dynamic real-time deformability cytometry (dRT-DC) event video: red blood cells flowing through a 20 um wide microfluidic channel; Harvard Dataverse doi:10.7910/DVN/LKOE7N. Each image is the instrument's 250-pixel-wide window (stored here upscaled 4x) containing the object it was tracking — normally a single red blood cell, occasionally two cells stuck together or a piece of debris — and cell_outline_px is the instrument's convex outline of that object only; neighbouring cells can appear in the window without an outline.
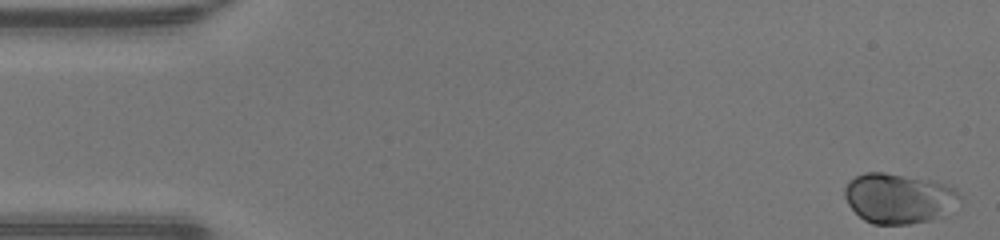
{"species": "human", "species_latin": "Homo sapiens", "temperature_condition": "warm", "stored_images_in_passage": 47, "camera_frame_rate_fps": 3000, "um_per_image_px": 0.085, "donor": {"sex": "male"}, "frame": {"image": 1, "passage_image": 1, "time_ms": 0.0, "image_size_px": [1000, 240], "cell_outline_px": [[960, 196], [940, 216], [932, 220], [908, 224], [872, 224], [864, 220], [848, 204], [844, 196], [844, 188], [856, 176], [864, 172], [884, 172], [932, 180], [956, 188]], "centroid_in_image_um": [76.33, 16.85], "position_along_channel_um": 8.7, "area_um2": 33.06}}
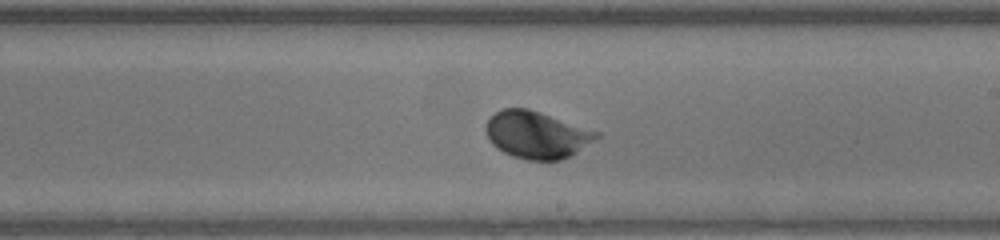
{"frame": {"image": 2, "passage_image": 27, "time_ms": 8.667, "image_size_px": [1000, 240], "cell_outline_px": [[600, 136], [576, 152], [560, 160], [528, 160], [512, 156], [496, 148], [488, 140], [484, 128], [488, 120], [500, 108], [528, 108], [600, 132]], "centroid_in_image_um": [45.58, 11.45], "position_along_channel_um": 243.4, "area_um2": 30.29}}
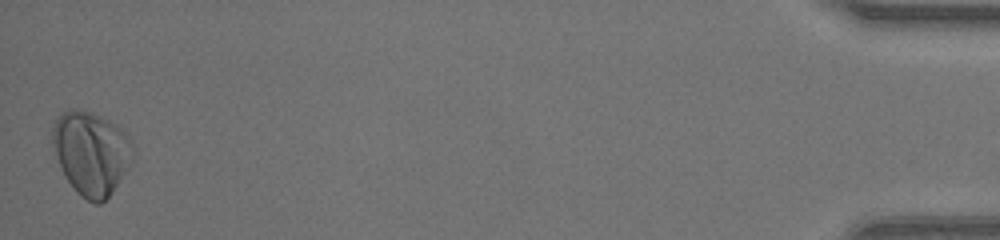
{"frame": {"image": 3, "passage_image": 47, "time_ms": 15.333, "image_size_px": [1000, 240], "cell_outline_px": [[132, 164], [112, 192], [100, 204], [96, 204], [80, 196], [76, 192], [68, 180], [52, 148], [52, 128], [56, 116], [68, 108], [80, 108], [92, 112], [116, 124], [132, 140]], "centroid_in_image_um": [7.74, 12.97], "position_along_channel_um": 427.5, "area_um2": 39.36}, "authors_computed_cell_mechanics": {"area_um2": 29.8826, "velocity_mm_per_s": 4.3326, "shape_relaxation_time_tau1_ms": 3.2694, "shape_relaxation_time_tau2_ms": null, "deformation_change_tau1": 0.1807, "deformation_change_tau2": null}}